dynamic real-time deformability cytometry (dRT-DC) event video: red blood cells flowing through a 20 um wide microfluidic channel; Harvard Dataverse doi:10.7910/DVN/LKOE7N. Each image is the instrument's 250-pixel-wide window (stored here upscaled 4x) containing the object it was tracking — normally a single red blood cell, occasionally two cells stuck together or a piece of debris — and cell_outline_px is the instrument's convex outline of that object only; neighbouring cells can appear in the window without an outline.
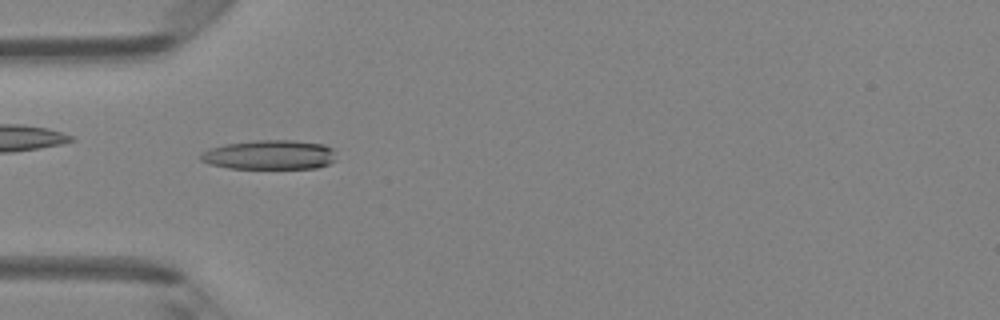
{"species": "Egyptian fruit bat (a non-hibernating species)", "species_latin": "Rousettus aegyptiacus", "temperature_condition": "room temperature", "stored_images_in_passage": 5, "camera_frame_rate_fps": 3000, "um_per_image_px": 0.085, "animal": {"sex": "female"}, "frame": {"image": 1, "passage_image": 4, "time_ms": 1.0, "image_size_px": [1000, 320], "cell_outline_px": [[336, 160], [328, 164], [316, 168], [228, 168], [208, 164], [200, 160], [200, 152], [208, 148], [224, 144], [256, 140], [292, 140], [324, 144], [332, 148]], "centroid_in_image_um": [22.88, 13.15], "position_along_channel_um": 62.1, "area_um2": 23.41}}
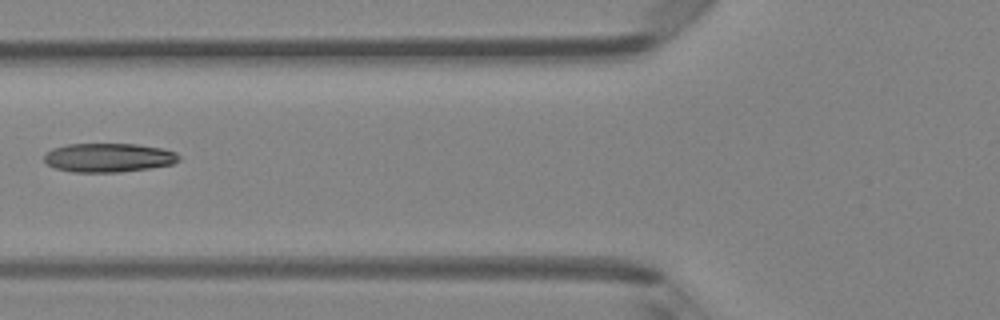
{"frame": {"image": 2, "passage_image": 5, "time_ms": 1.333, "image_size_px": [1000, 320], "cell_outline_px": [[180, 160], [172, 164], [148, 168], [120, 172], [72, 172], [56, 168], [48, 164], [44, 160], [44, 156], [52, 148], [68, 144], [136, 144], [164, 148], [176, 152], [180, 156]], "centroid_in_image_um": [9.25, 13.39], "position_along_channel_um": 116.5, "area_um2": 22.72}}